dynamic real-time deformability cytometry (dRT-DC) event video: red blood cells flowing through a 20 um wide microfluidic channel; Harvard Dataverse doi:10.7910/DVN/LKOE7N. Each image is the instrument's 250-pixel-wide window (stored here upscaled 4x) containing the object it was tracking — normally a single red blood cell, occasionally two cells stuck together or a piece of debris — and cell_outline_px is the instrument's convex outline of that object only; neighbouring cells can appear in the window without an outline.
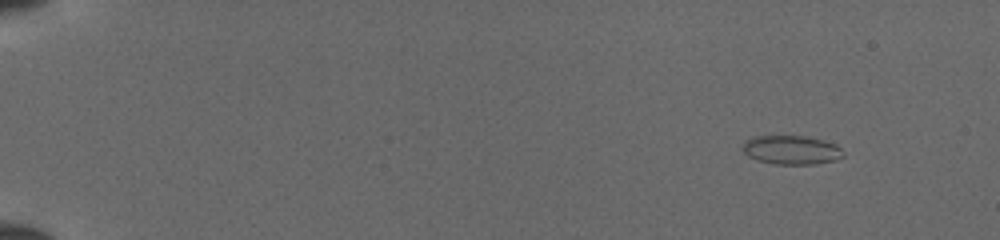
{"species": "common noctule bat (a hibernating species)", "species_latin": "Nyctalus noctula", "temperature_condition": "cold", "stored_images_in_passage": 14, "camera_frame_rate_fps": 3000, "um_per_image_px": 0.085, "animal": {"sex": "female", "body_mass_g": 19.5, "forearm_length_mm": 54.1}, "frame": {"image": 1, "passage_image": 5, "time_ms": 1.333, "image_size_px": [1000, 240], "cell_outline_px": [[844, 156], [836, 160], [812, 164], [776, 164], [756, 160], [748, 156], [744, 152], [744, 144], [752, 136], [804, 136], [836, 144], [844, 152]], "centroid_in_image_um": [67.28, 12.75], "position_along_channel_um": 17.7, "area_um2": 16.76}}